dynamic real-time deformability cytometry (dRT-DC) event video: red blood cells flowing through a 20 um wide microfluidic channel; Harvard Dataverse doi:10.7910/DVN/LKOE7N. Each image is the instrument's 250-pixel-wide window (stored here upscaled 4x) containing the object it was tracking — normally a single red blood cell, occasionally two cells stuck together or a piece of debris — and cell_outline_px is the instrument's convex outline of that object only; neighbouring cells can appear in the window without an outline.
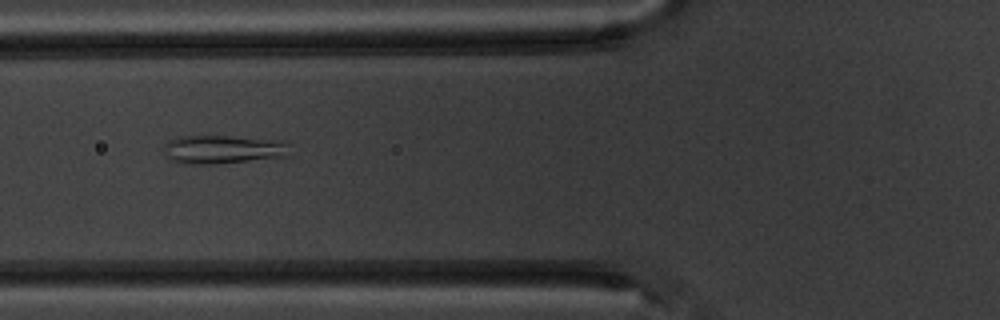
{"species": "common noctule bat (a hibernating species)", "species_latin": "Nyctalus noctula", "temperature_condition": "warm", "stored_images_in_passage": 7, "camera_frame_rate_fps": 3000, "um_per_image_px": 0.085, "animal": {"sex": "male", "body_mass_g": 20.1, "forearm_length_mm": 53.5}, "frame": {"image": 1, "passage_image": 6, "time_ms": 5.667, "image_size_px": [1000, 320], "cell_outline_px": [[288, 156], [212, 164], [180, 164], [168, 160], [164, 156], [164, 144], [168, 140], [176, 136], [232, 136], [288, 140]], "centroid_in_image_um": [18.9, 12.69], "position_along_channel_um": 106.9, "area_um2": 21.44}}